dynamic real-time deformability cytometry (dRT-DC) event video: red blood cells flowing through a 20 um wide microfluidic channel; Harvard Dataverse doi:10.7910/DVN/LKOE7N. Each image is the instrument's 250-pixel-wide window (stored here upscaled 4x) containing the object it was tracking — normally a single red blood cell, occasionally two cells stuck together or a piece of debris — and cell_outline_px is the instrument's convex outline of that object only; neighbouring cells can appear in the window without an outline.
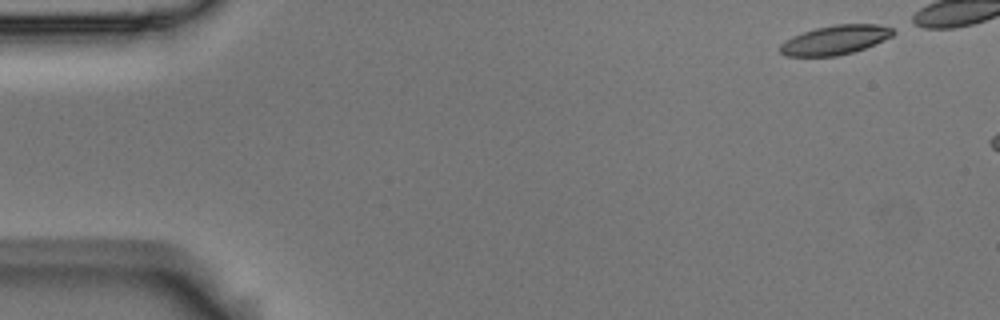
{"species": "Egyptian fruit bat (a non-hibernating species)", "species_latin": "Rousettus aegyptiacus", "temperature_condition": "room temperature", "stored_images_in_passage": 3, "camera_frame_rate_fps": 3000, "um_per_image_px": 0.085, "animal": {"sex": "male"}, "frame": {"image": 1, "passage_image": 1, "time_ms": 0.0, "image_size_px": [1000, 320], "cell_outline_px": [[896, 32], [892, 36], [884, 40], [864, 48], [852, 52], [836, 56], [784, 56], [780, 52], [780, 44], [792, 36], [816, 28], [836, 24], [880, 24], [892, 28]], "centroid_in_image_um": [71.0, 3.39], "position_along_channel_um": 14.0, "area_um2": 19.19}}